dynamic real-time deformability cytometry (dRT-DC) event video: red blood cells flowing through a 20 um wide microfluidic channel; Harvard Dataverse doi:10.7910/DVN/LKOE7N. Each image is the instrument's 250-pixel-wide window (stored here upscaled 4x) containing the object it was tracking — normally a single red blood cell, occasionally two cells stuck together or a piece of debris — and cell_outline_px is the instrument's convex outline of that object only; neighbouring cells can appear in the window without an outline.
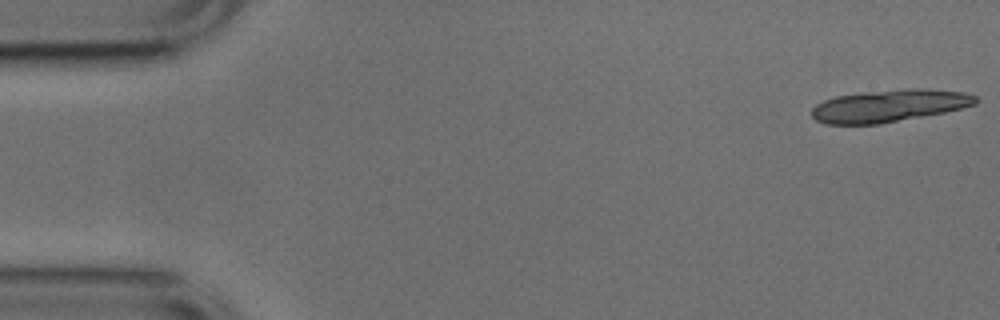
{"species": "common noctule bat (a hibernating species)", "species_latin": "Nyctalus noctula", "temperature_condition": "cold", "stored_images_in_passage": 16, "camera_frame_rate_fps": 3000, "um_per_image_px": 0.085, "animal": {"sex": "male", "body_mass_g": 17.9, "forearm_length_mm": 54.2}, "frame": {"image": 1, "passage_image": 1, "time_ms": 0.0, "image_size_px": [1000, 320], "cell_outline_px": [[980, 100], [976, 104], [944, 112], [880, 124], [828, 124], [816, 120], [812, 116], [812, 108], [816, 104], [824, 100], [836, 96], [864, 92], [908, 88], [928, 88], [964, 92], [976, 96]], "centroid_in_image_um": [75.61, 8.98], "position_along_channel_um": 9.4, "area_um2": 30.87}}